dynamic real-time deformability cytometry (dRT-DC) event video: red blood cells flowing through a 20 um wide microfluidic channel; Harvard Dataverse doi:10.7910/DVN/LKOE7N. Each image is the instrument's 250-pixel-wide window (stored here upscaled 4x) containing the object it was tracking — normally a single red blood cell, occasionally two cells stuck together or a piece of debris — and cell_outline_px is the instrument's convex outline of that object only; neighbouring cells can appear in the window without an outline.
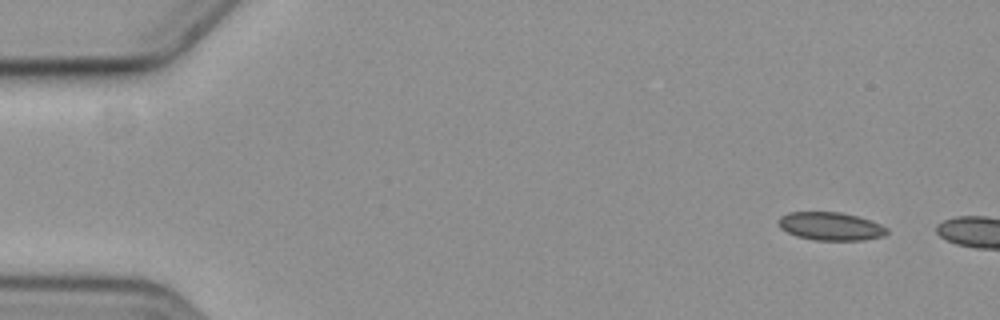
{"species": "common noctule bat (a hibernating species)", "species_latin": "Nyctalus noctula", "temperature_condition": "cold", "stored_images_in_passage": 2, "camera_frame_rate_fps": 3000, "um_per_image_px": 0.085, "animal": {"sex": "female", "body_mass_g": 19.3, "forearm_length_mm": 54.1}, "frame": {"image": 1, "passage_image": 1, "time_ms": 0.0, "image_size_px": [1000, 320], "cell_outline_px": [[888, 232], [884, 236], [864, 240], [816, 240], [796, 236], [780, 228], [776, 224], [776, 220], [780, 216], [788, 212], [840, 212], [872, 220], [888, 228]], "centroid_in_image_um": [70.58, 19.23], "position_along_channel_um": 14.4, "area_um2": 17.98}}